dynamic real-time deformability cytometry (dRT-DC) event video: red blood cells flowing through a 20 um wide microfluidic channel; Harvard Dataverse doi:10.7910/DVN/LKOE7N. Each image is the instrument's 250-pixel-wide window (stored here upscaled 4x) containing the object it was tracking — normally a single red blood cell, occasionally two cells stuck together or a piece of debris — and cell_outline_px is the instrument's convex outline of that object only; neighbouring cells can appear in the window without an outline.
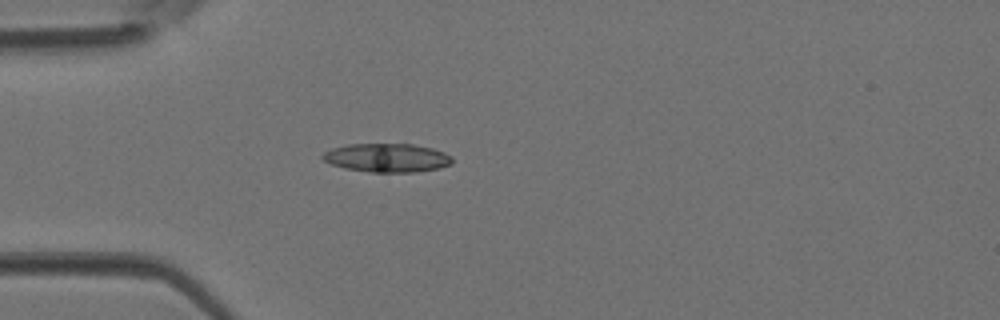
{"species": "Egyptian fruit bat (a non-hibernating species)", "species_latin": "Rousettus aegyptiacus", "temperature_condition": "room temperature", "stored_images_in_passage": 31, "camera_frame_rate_fps": 3000, "um_per_image_px": 0.085, "animal": {"sex": "female"}, "frame": {"image": 1, "passage_image": 1, "time_ms": 0.0, "image_size_px": [1000, 320], "cell_outline_px": [[452, 164], [440, 168], [416, 172], [368, 172], [344, 168], [332, 164], [324, 160], [320, 156], [324, 152], [332, 148], [348, 144], [412, 144], [432, 148], [444, 152], [452, 156]], "centroid_in_image_um": [32.91, 13.41], "position_along_channel_um": 52.1, "area_um2": 21.73}}
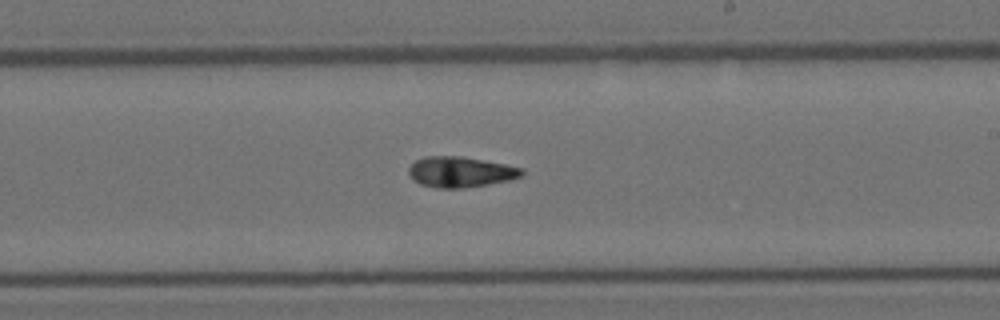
{"frame": {"image": 2, "passage_image": 14, "time_ms": 4.333, "image_size_px": [1000, 320], "cell_outline_px": [[524, 176], [512, 180], [488, 184], [460, 188], [440, 188], [420, 184], [412, 180], [408, 172], [408, 168], [416, 160], [424, 156], [460, 156], [504, 164], [524, 168]], "centroid_in_image_um": [39.16, 14.62], "position_along_channel_um": 249.8, "area_um2": 20.23}}
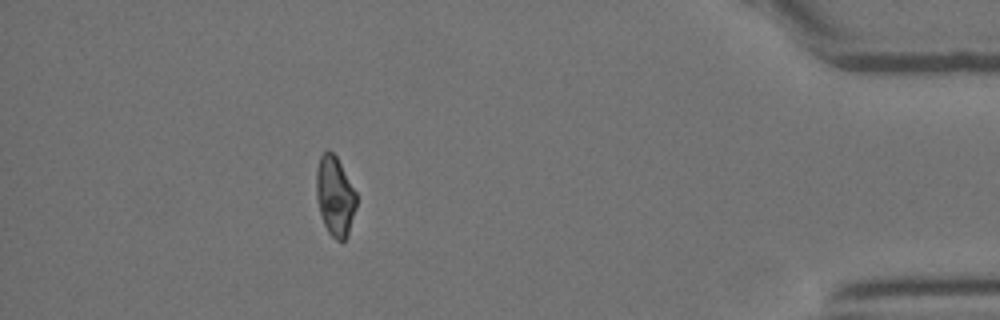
{"frame": {"image": 3, "passage_image": 27, "time_ms": 8.667, "image_size_px": [1000, 320], "cell_outline_px": [[356, 208], [348, 236], [344, 240], [336, 240], [328, 232], [324, 224], [320, 212], [316, 196], [316, 168], [320, 156], [328, 148], [336, 156], [356, 192]], "centroid_in_image_um": [28.46, 16.66], "position_along_channel_um": 406.7, "area_um2": 18.61}}